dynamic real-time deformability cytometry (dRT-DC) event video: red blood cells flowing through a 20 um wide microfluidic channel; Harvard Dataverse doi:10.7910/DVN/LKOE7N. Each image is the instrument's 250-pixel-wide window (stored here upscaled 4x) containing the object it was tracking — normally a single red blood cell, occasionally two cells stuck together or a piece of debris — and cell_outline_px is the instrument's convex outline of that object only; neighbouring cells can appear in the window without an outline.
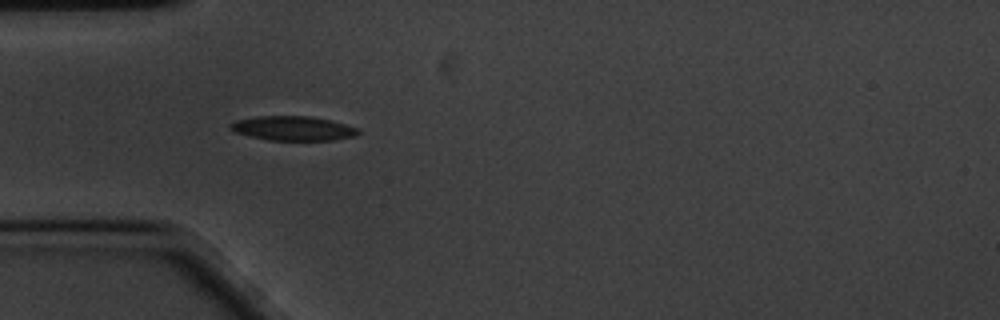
{"species": "common noctule bat (a hibernating species)", "species_latin": "Nyctalus noctula", "temperature_condition": "cold", "stored_images_in_passage": 43, "camera_frame_rate_fps": 3000, "um_per_image_px": 0.085, "animal": {"sex": "male", "body_mass_g": 20.1, "forearm_length_mm": 53.5}, "frame": {"image": 1, "passage_image": 1, "time_ms": 0.0, "image_size_px": [1000, 320], "cell_outline_px": [[360, 132], [356, 136], [332, 140], [268, 140], [248, 136], [236, 132], [228, 128], [228, 124], [236, 120], [260, 116], [312, 116], [360, 128]], "centroid_in_image_um": [24.9, 10.91], "position_along_channel_um": 60.1, "area_um2": 18.21}}
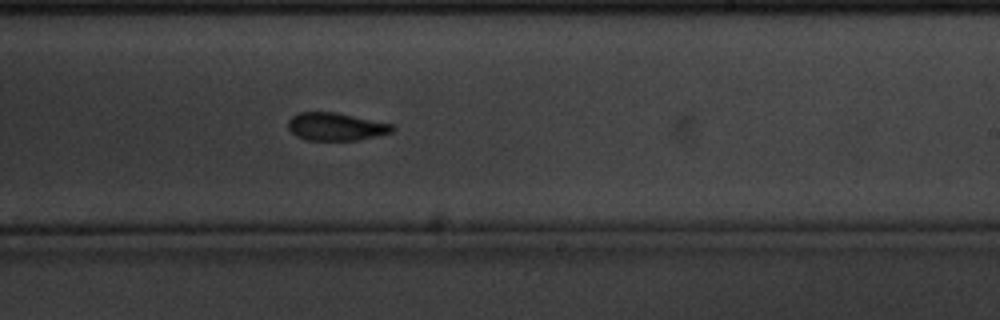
{"frame": {"image": 2, "passage_image": 19, "time_ms": 6.0, "image_size_px": [1000, 320], "cell_outline_px": [[396, 128], [392, 132], [376, 136], [356, 140], [304, 140], [296, 136], [288, 128], [288, 120], [292, 116], [300, 112], [332, 112], [396, 124]], "centroid_in_image_um": [28.57, 10.77], "position_along_channel_um": 260.4, "area_um2": 16.94}}
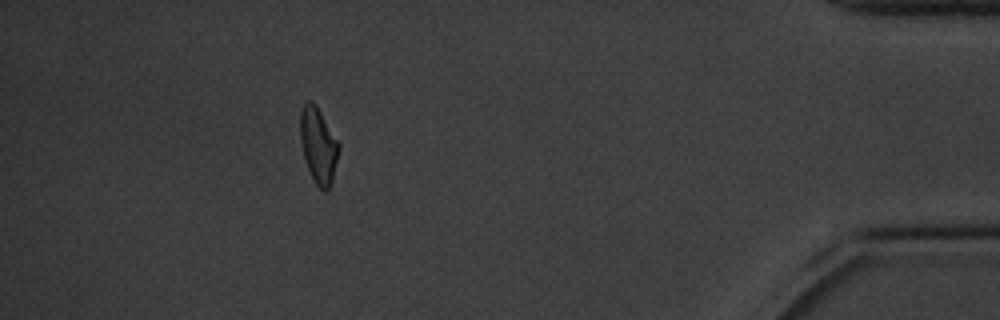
{"frame": {"image": 3, "passage_image": 37, "time_ms": 12.0, "image_size_px": [1000, 320], "cell_outline_px": [[340, 148], [332, 180], [328, 188], [324, 192], [316, 184], [304, 160], [300, 140], [300, 112], [304, 100], [312, 100], [316, 104], [340, 144]], "centroid_in_image_um": [27.04, 12.3], "position_along_channel_um": 408.2, "area_um2": 17.11}, "authors_computed_cell_mechanics": {"area_um2": 17.34, "velocity_mm_per_s": 3.361, "shape_relaxation_time_tau1_ms": 3.4905, "shape_relaxation_time_tau2_ms": 5.4886, "deformation_change_tau1": 0.1163, "deformation_change_tau2": 0.1237}}